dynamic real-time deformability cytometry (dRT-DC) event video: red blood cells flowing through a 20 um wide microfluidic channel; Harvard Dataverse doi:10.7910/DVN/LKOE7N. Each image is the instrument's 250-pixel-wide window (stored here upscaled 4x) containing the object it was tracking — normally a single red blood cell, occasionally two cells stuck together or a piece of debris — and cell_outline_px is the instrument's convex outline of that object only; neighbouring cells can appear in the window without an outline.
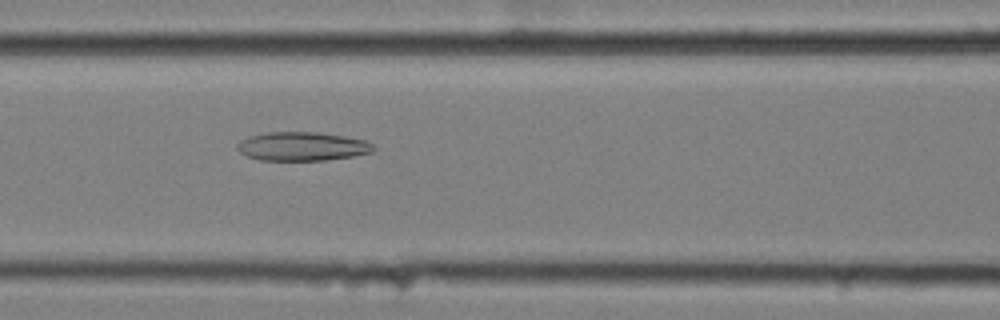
{"species": "common noctule bat (a hibernating species)", "species_latin": "Nyctalus noctula", "temperature_condition": "cold", "stored_images_in_passage": 58, "camera_frame_rate_fps": 3000, "um_per_image_px": 0.085, "animal": {"sex": "female", "body_mass_g": 25.1}, "frame": {"image": 1, "passage_image": 25, "time_ms": 8.0, "image_size_px": [1000, 320], "cell_outline_px": [[376, 148], [372, 152], [352, 156], [324, 160], [260, 160], [248, 156], [240, 152], [236, 148], [236, 144], [240, 140], [248, 136], [264, 132], [316, 132], [344, 136], [368, 140]], "centroid_in_image_um": [25.67, 12.43], "position_along_channel_um": 140.9, "area_um2": 22.95}}
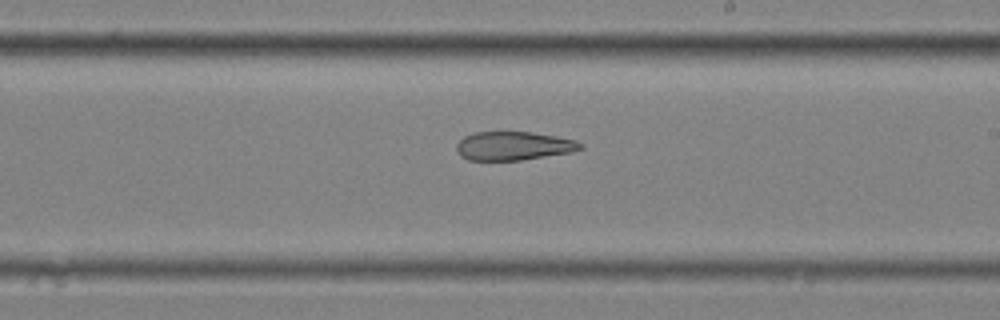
{"frame": {"image": 2, "passage_image": 34, "time_ms": 11.0, "image_size_px": [1000, 320], "cell_outline_px": [[584, 148], [572, 152], [520, 160], [468, 160], [460, 156], [456, 148], [456, 144], [464, 136], [472, 132], [532, 132], [556, 136], [576, 140], [584, 144]], "centroid_in_image_um": [43.66, 12.4], "position_along_channel_um": 245.3, "area_um2": 20.81}}
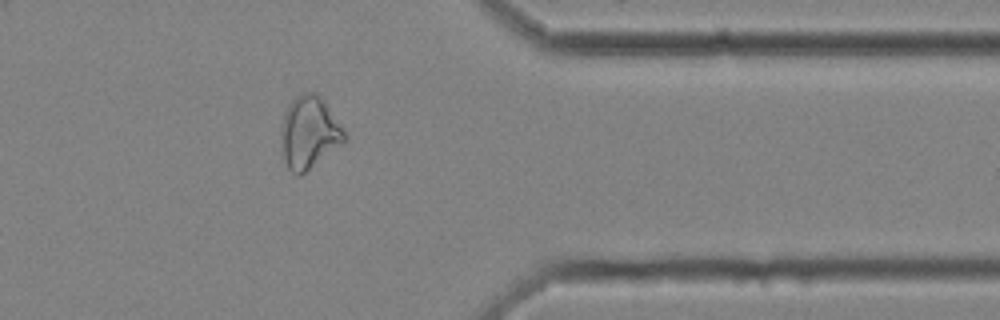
{"frame": {"image": 3, "passage_image": 47, "time_ms": 15.333, "image_size_px": [1000, 320], "cell_outline_px": [[348, 136], [344, 140], [300, 176], [296, 176], [288, 168], [284, 160], [280, 136], [280, 128], [284, 116], [292, 100], [296, 96], [304, 92], [316, 92], [324, 100]], "centroid_in_image_um": [26.25, 11.25], "position_along_channel_um": 385.2, "area_um2": 26.24}, "authors_computed_cell_mechanics": {"area_um2": 27.2527, "velocity_mm_per_s": 3.4919, "shape_relaxation_time_tau1_ms": null, "shape_relaxation_time_tau2_ms": 7.685, "deformation_change_tau1": null, "deformation_change_tau2": 0.1897}}